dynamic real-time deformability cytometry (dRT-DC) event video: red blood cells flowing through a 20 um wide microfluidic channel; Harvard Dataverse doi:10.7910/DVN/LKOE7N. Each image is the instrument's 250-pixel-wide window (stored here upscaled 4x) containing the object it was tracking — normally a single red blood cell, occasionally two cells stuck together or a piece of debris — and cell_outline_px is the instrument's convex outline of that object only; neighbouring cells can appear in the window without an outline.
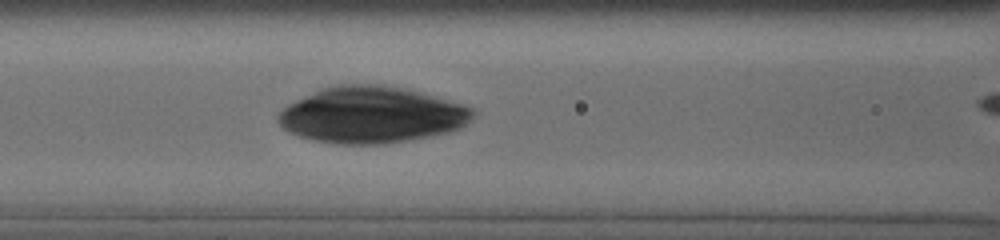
{"species": "human", "species_latin": "Homo sapiens", "temperature_condition": "cold", "stored_images_in_passage": 29, "camera_frame_rate_fps": 3000, "um_per_image_px": 0.085, "donor": {"sex": "male"}, "frame": {"image": 1, "passage_image": 16, "time_ms": 3.333, "image_size_px": [1000, 240], "cell_outline_px": [[472, 116], [460, 128], [452, 132], [432, 136], [384, 144], [336, 144], [312, 140], [300, 136], [284, 128], [280, 124], [280, 112], [288, 104], [320, 88], [340, 84], [376, 84], [400, 88], [432, 96], [460, 104], [472, 108]], "centroid_in_image_um": [31.55, 9.78], "position_along_channel_um": 135.0, "area_um2": 63.12}}
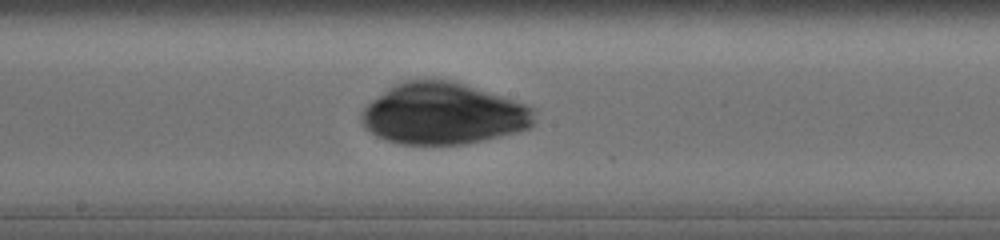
{"frame": {"image": 2, "passage_image": 24, "time_ms": 5.333, "image_size_px": [1000, 240], "cell_outline_px": [[532, 124], [528, 128], [516, 132], [500, 136], [464, 144], [400, 144], [384, 140], [376, 136], [364, 124], [360, 116], [364, 108], [372, 100], [388, 88], [404, 80], [448, 80], [500, 96], [524, 104], [532, 108]], "centroid_in_image_um": [37.62, 9.68], "position_along_channel_um": 210.6, "area_um2": 60.75}}
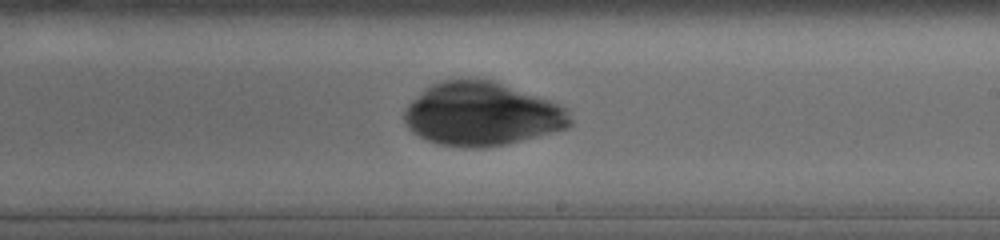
{"frame": {"image": 3, "passage_image": 27, "time_ms": 6.333, "image_size_px": [1000, 240], "cell_outline_px": [[572, 124], [568, 128], [504, 144], [484, 148], [464, 148], [440, 144], [428, 140], [412, 132], [408, 128], [404, 120], [404, 112], [408, 104], [424, 88], [432, 84], [444, 80], [460, 76], [492, 80], [548, 100], [568, 108], [572, 120]], "centroid_in_image_um": [40.93, 9.68], "position_along_channel_um": 248.1, "area_um2": 61.61}}